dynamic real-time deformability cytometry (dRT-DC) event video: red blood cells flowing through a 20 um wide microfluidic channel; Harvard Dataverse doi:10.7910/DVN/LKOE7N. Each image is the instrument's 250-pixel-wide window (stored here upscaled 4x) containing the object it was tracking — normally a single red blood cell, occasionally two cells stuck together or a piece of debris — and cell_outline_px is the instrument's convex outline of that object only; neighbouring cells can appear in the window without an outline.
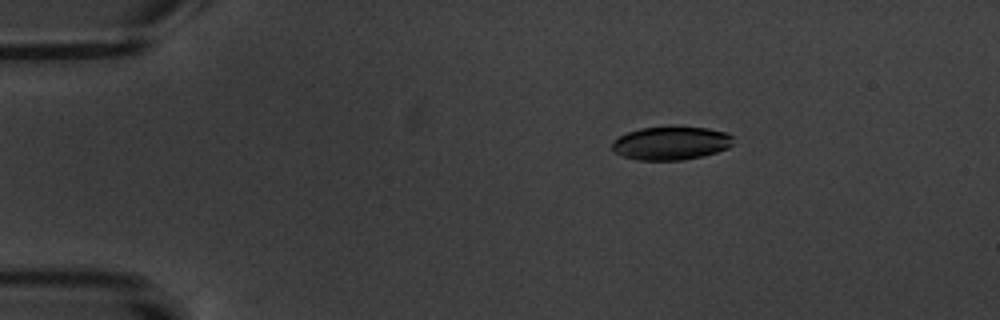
{"species": "common noctule bat (a hibernating species)", "species_latin": "Nyctalus noctula", "temperature_condition": "warm", "stored_images_in_passage": 5, "camera_frame_rate_fps": 3000, "um_per_image_px": 0.085, "animal": {"sex": "male", "body_mass_g": 20.1, "forearm_length_mm": 53.5}, "frame": {"image": 1, "passage_image": 3, "time_ms": 3.0, "image_size_px": [1000, 320], "cell_outline_px": [[732, 144], [728, 148], [704, 156], [680, 160], [636, 160], [612, 152], [612, 144], [620, 136], [628, 132], [640, 128], [708, 128], [724, 132], [732, 136]], "centroid_in_image_um": [57.02, 12.19], "position_along_channel_um": 28.0, "area_um2": 23.12}}
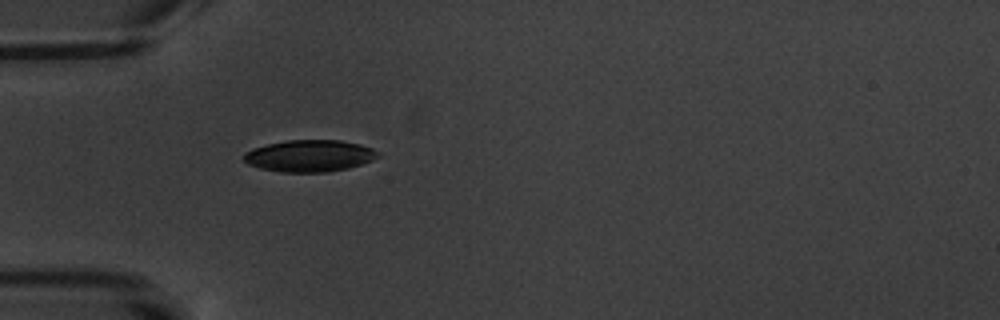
{"frame": {"image": 2, "passage_image": 5, "time_ms": 5.667, "image_size_px": [1000, 320], "cell_outline_px": [[380, 156], [372, 160], [348, 168], [328, 172], [280, 172], [260, 168], [248, 164], [240, 156], [244, 152], [252, 148], [268, 144], [288, 140], [340, 140], [360, 144], [372, 148], [380, 152]], "centroid_in_image_um": [26.29, 13.24], "position_along_channel_um": 58.7, "area_um2": 25.03}}